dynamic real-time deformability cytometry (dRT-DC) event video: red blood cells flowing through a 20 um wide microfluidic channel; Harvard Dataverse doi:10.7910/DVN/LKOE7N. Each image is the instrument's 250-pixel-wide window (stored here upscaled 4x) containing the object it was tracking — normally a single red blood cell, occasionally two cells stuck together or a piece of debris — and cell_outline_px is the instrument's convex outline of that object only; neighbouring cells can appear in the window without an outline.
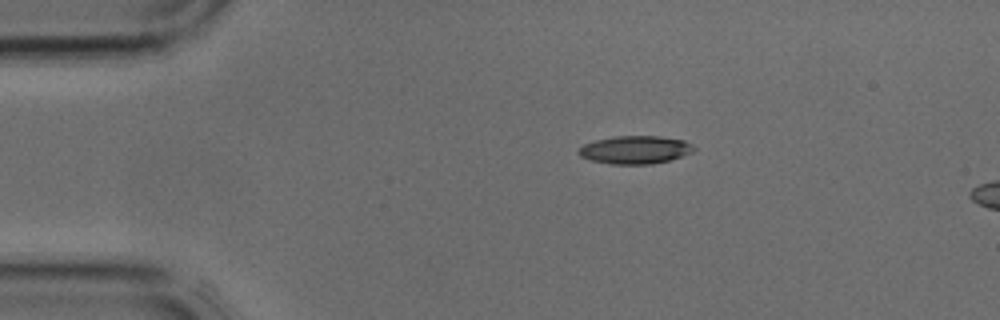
{"species": "common noctule bat (a hibernating species)", "species_latin": "Nyctalus noctula", "temperature_condition": "cold", "stored_images_in_passage": 3, "camera_frame_rate_fps": 3000, "um_per_image_px": 0.085, "animal": {"sex": "male", "body_mass_g": 17.9, "forearm_length_mm": 54.2}, "frame": {"image": 1, "passage_image": 1, "time_ms": 0.0, "image_size_px": [1000, 320], "cell_outline_px": [[696, 148], [692, 152], [668, 160], [652, 164], [612, 164], [592, 160], [580, 156], [576, 152], [584, 144], [596, 140], [616, 136], [660, 136], [684, 140], [692, 144]], "centroid_in_image_um": [53.99, 12.72], "position_along_channel_um": 31.0, "area_um2": 18.67}}